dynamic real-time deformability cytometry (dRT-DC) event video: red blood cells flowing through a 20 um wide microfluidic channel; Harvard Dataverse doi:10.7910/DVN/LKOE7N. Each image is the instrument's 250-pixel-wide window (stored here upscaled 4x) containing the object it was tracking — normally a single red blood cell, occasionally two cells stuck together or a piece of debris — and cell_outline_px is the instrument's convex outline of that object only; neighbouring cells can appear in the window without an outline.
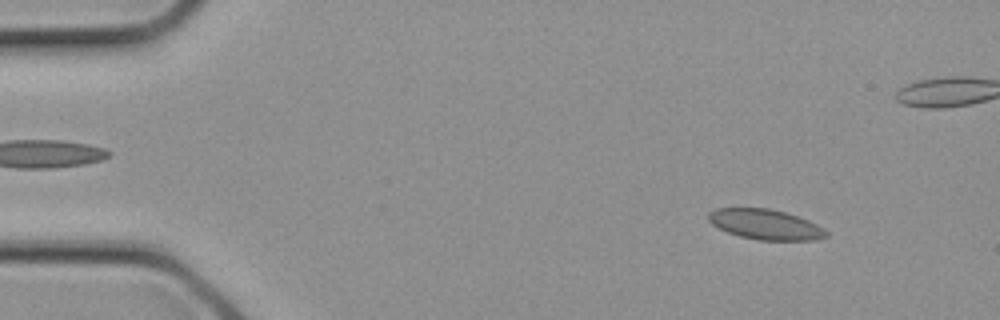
{"species": "common noctule bat (a hibernating species)", "species_latin": "Nyctalus noctula", "temperature_condition": "cold", "stored_images_in_passage": 3, "camera_frame_rate_fps": 3000, "um_per_image_px": 0.085, "animal": {"sex": "female", "body_mass_g": 21.9}, "frame": {"image": 1, "passage_image": 3, "time_ms": 0.667, "image_size_px": [1000, 320], "cell_outline_px": [[828, 236], [816, 240], [760, 240], [740, 236], [728, 232], [712, 224], [708, 220], [708, 212], [716, 208], [768, 208], [784, 212], [808, 220], [824, 228], [828, 232]], "centroid_in_image_um": [65.07, 19.07], "position_along_channel_um": 19.9, "area_um2": 20.63}}